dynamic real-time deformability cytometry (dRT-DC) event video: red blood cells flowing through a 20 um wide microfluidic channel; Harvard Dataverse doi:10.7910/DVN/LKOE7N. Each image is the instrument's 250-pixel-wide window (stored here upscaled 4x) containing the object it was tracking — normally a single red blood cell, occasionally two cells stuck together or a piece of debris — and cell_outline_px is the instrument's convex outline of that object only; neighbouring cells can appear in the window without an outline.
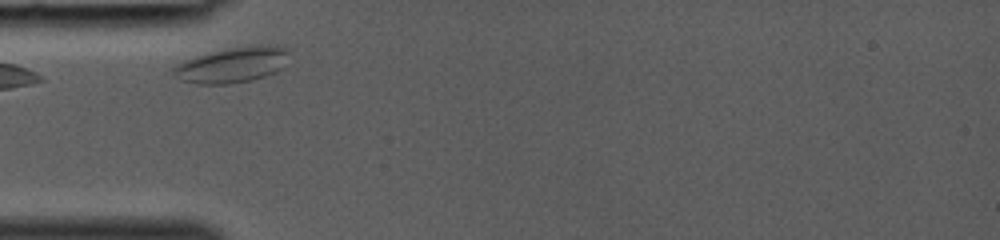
{"species": "common noctule bat (a hibernating species)", "species_latin": "Nyctalus noctula", "temperature_condition": "room temperature", "stored_images_in_passage": 25, "camera_frame_rate_fps": 3000, "um_per_image_px": 0.085, "animal": {"sex": "female", "body_mass_g": 19.0, "forearm_length_mm": 53.3}, "frame": {"image": 1, "passage_image": 2, "time_ms": 0.333, "image_size_px": [1000, 240], "cell_outline_px": [[288, 52], [284, 68], [276, 72], [252, 80], [228, 84], [196, 84], [184, 80], [176, 76], [172, 72], [172, 68], [176, 64], [184, 60], [196, 56], [212, 52], [232, 48], [256, 44], [280, 44], [288, 48]], "centroid_in_image_um": [19.8, 5.5], "position_along_channel_um": 65.2, "area_um2": 24.1}}
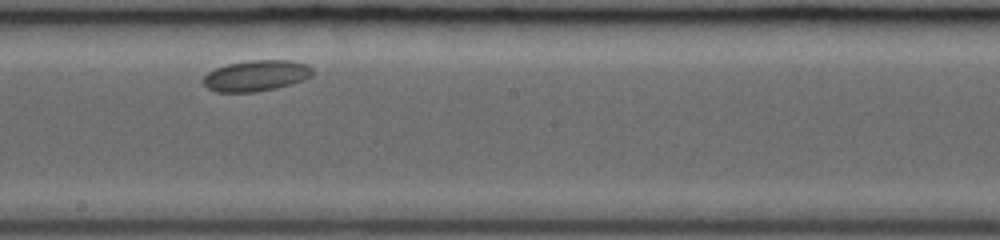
{"frame": {"image": 2, "passage_image": 13, "time_ms": 4.0, "image_size_px": [1000, 240], "cell_outline_px": [[312, 76], [304, 80], [276, 88], [252, 92], [216, 92], [208, 88], [204, 84], [204, 76], [208, 72], [216, 68], [228, 64], [248, 60], [292, 60], [308, 64], [312, 68]], "centroid_in_image_um": [21.8, 6.42], "position_along_channel_um": 226.4, "area_um2": 19.71}}
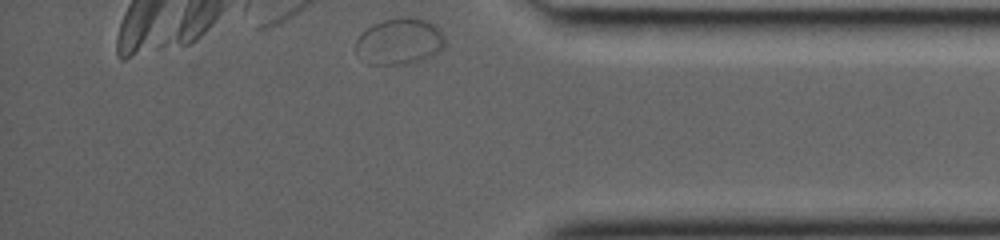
{"frame": {"image": 3, "passage_image": 25, "time_ms": 8.0, "image_size_px": [1000, 240], "cell_outline_px": [[444, 48], [436, 52], [416, 60], [404, 64], [368, 64], [352, 48], [356, 40], [372, 24], [384, 20], [400, 16], [404, 16], [428, 20], [436, 24], [440, 28], [444, 36]], "centroid_in_image_um": [33.93, 3.48], "position_along_channel_um": 401.3, "area_um2": 23.99}}